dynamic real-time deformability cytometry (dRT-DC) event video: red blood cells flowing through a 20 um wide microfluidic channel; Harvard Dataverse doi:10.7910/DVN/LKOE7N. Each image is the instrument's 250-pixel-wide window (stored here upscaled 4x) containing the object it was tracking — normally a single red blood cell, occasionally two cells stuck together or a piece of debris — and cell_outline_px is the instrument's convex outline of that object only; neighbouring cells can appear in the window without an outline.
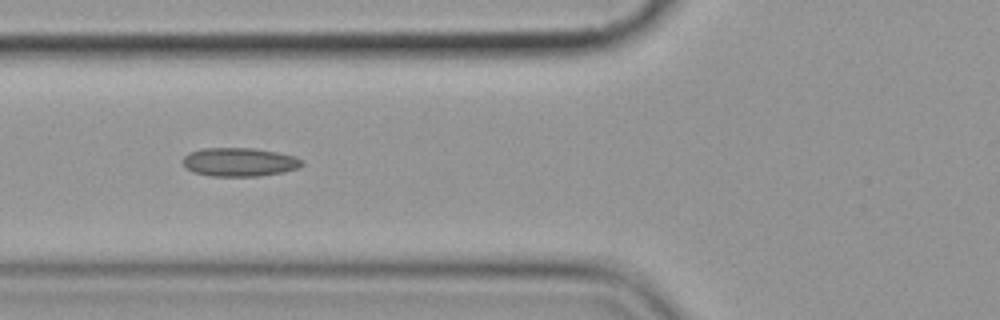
{"species": "common noctule bat (a hibernating species)", "species_latin": "Nyctalus noctula", "temperature_condition": "cold", "stored_images_in_passage": 11, "camera_frame_rate_fps": 3000, "um_per_image_px": 0.085, "animal": {"sex": "female", "body_mass_g": 19.9}, "frame": {"image": 1, "passage_image": 4, "time_ms": 4.333, "image_size_px": [1000, 320], "cell_outline_px": [[304, 164], [296, 168], [284, 172], [260, 176], [212, 176], [192, 172], [184, 168], [180, 160], [188, 152], [200, 148], [252, 148], [276, 152], [292, 156], [304, 160]], "centroid_in_image_um": [20.27, 13.77], "position_along_channel_um": 105.5, "area_um2": 20.11}}
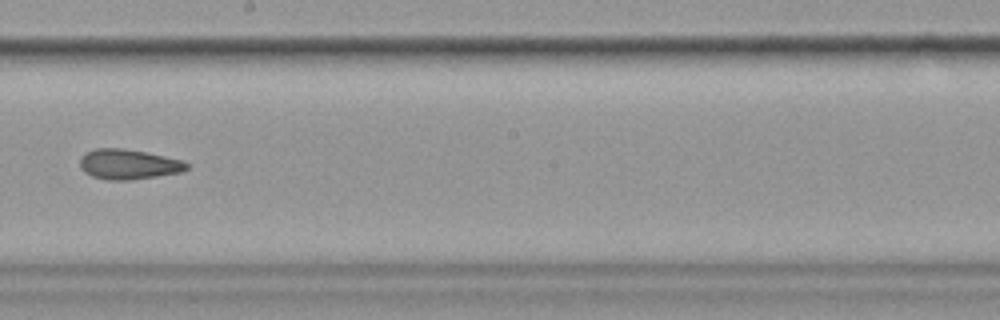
{"frame": {"image": 2, "passage_image": 7, "time_ms": 8.0, "image_size_px": [1000, 320], "cell_outline_px": [[192, 164], [188, 168], [180, 172], [132, 180], [108, 180], [92, 176], [84, 172], [80, 168], [80, 156], [96, 148], [124, 148], [184, 160]], "centroid_in_image_um": [10.93, 13.96], "position_along_channel_um": 237.3, "area_um2": 18.79}}
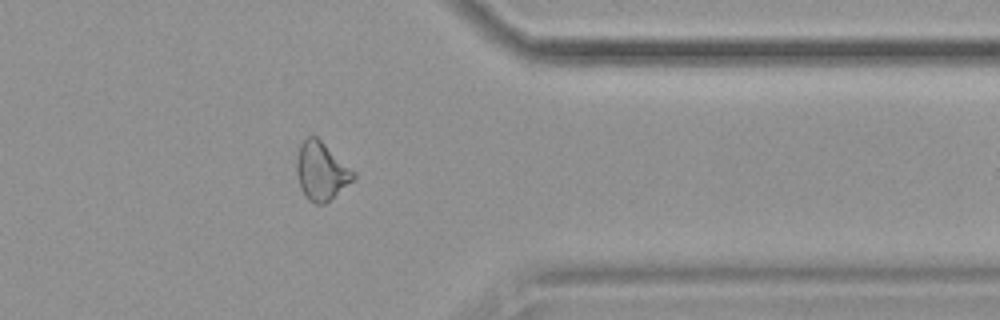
{"frame": {"image": 3, "passage_image": 11, "time_ms": 12.333, "image_size_px": [1000, 320], "cell_outline_px": [[356, 176], [352, 180], [324, 204], [316, 204], [308, 200], [300, 188], [296, 172], [296, 160], [300, 144], [308, 136], [316, 136], [356, 172]], "centroid_in_image_um": [27.28, 14.54], "position_along_channel_um": 384.1, "area_um2": 19.02}, "authors_computed_cell_mechanics": {"area_um2": 18.9006, "velocity_mm_per_s": 3.6029, "shape_relaxation_time_tau1_ms": null, "shape_relaxation_time_tau2_ms": 4.3629, "deformation_change_tau1": null, "deformation_change_tau2": 0.0952}}